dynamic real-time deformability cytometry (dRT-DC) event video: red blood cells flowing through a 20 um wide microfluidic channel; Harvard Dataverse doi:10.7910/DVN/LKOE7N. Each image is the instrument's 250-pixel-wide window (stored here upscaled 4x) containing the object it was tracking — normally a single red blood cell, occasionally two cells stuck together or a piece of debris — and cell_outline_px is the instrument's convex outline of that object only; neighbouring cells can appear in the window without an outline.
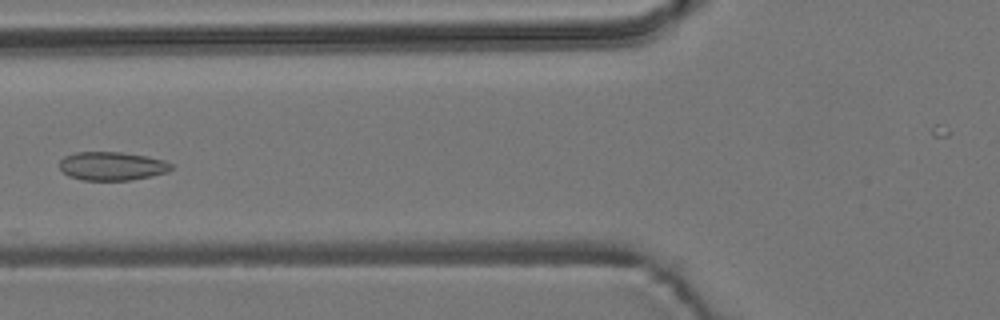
{"species": "common noctule bat (a hibernating species)", "species_latin": "Nyctalus noctula", "temperature_condition": "room temperature", "stored_images_in_passage": 9, "camera_frame_rate_fps": 3000, "um_per_image_px": 0.085, "animal": {"sex": "male", "body_mass_g": 19.2, "forearm_length_mm": 51.8}, "frame": {"image": 1, "passage_image": 6, "time_ms": 6.0, "image_size_px": [1000, 320], "cell_outline_px": [[172, 168], [168, 172], [132, 180], [84, 180], [68, 176], [60, 168], [60, 160], [64, 156], [76, 152], [120, 152], [148, 156], [164, 160], [172, 164]], "centroid_in_image_um": [9.53, 14.11], "position_along_channel_um": 116.3, "area_um2": 18.61}}
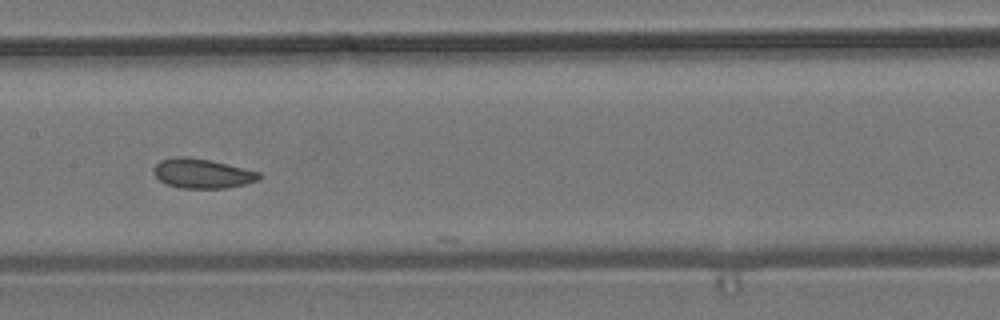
{"frame": {"image": 2, "passage_image": 8, "time_ms": 8.0, "image_size_px": [1000, 320], "cell_outline_px": [[264, 176], [260, 180], [228, 188], [180, 188], [168, 184], [160, 180], [152, 172], [152, 168], [160, 160], [176, 156], [188, 156], [208, 160], [260, 172]], "centroid_in_image_um": [17.19, 14.74], "position_along_channel_um": 190.2, "area_um2": 18.21}}
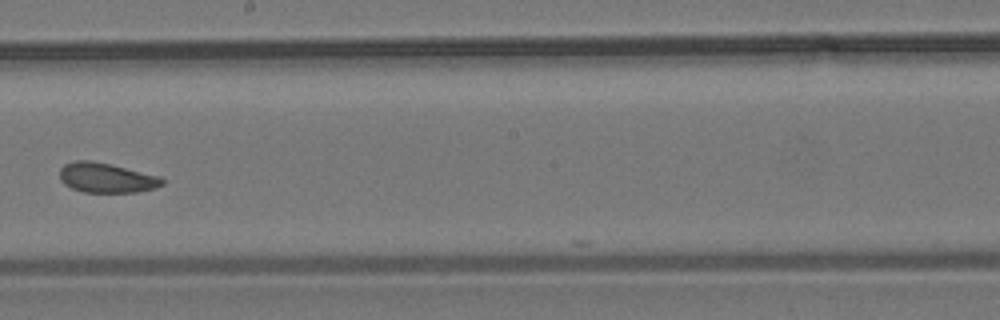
{"frame": {"image": 3, "passage_image": 9, "time_ms": 9.333, "image_size_px": [1000, 320], "cell_outline_px": [[164, 184], [156, 188], [136, 192], [84, 192], [72, 188], [64, 184], [60, 180], [60, 168], [64, 164], [76, 160], [88, 160], [108, 164], [160, 176], [164, 180]], "centroid_in_image_um": [9.04, 15.12], "position_along_channel_um": 239.2, "area_um2": 17.69}}